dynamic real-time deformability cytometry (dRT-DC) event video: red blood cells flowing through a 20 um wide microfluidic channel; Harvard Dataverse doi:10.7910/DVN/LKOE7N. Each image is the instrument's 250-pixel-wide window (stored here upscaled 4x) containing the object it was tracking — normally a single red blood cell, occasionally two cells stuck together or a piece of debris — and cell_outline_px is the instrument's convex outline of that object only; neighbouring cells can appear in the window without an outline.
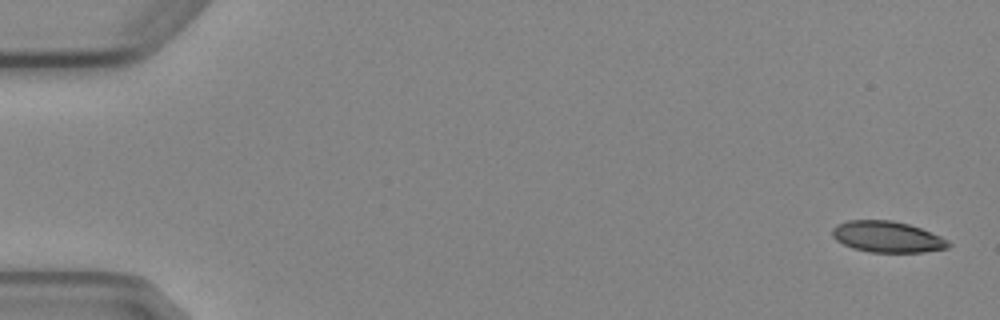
{"species": "Egyptian fruit bat (a non-hibernating species)", "species_latin": "Rousettus aegyptiacus", "temperature_condition": "cold", "stored_images_in_passage": 4, "camera_frame_rate_fps": 3000, "um_per_image_px": 0.085, "animal": {"sex": "female"}, "frame": {"image": 1, "passage_image": 1, "time_ms": 0.0, "image_size_px": [1000, 320], "cell_outline_px": [[952, 244], [948, 248], [924, 252], [868, 252], [852, 248], [836, 240], [832, 236], [832, 228], [836, 224], [848, 220], [892, 220], [908, 224], [920, 228], [940, 236], [948, 240]], "centroid_in_image_um": [75.4, 20.13], "position_along_channel_um": 9.6, "area_um2": 21.15}}